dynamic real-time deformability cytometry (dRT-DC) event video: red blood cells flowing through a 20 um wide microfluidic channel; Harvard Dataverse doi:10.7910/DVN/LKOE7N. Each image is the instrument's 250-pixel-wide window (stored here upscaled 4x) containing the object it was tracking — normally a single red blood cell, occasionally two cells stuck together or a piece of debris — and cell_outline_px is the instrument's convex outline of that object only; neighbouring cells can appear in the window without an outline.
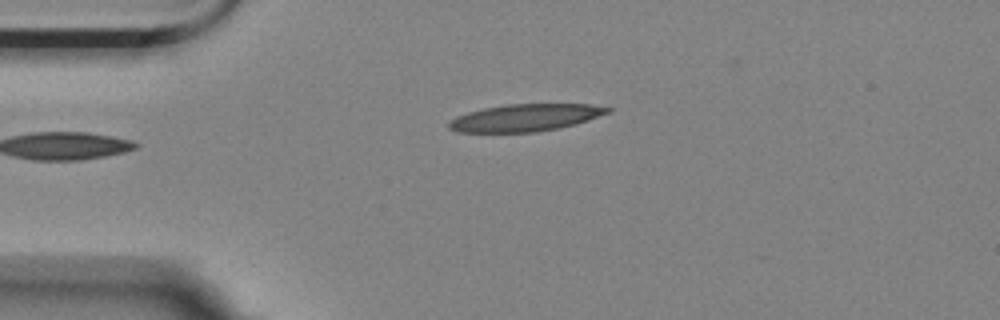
{"species": "Egyptian fruit bat (a non-hibernating species)", "species_latin": "Rousettus aegyptiacus", "temperature_condition": "room temperature", "stored_images_in_passage": 3, "camera_frame_rate_fps": 3000, "um_per_image_px": 0.085, "animal": {"sex": "female"}, "frame": {"image": 1, "passage_image": 3, "time_ms": 0.667, "image_size_px": [1000, 320], "cell_outline_px": [[612, 112], [576, 124], [536, 132], [460, 132], [448, 128], [448, 120], [456, 116], [468, 112], [484, 108], [508, 104], [588, 104], [612, 108]], "centroid_in_image_um": [44.65, 10.0], "position_along_channel_um": 40.4, "area_um2": 25.14}}